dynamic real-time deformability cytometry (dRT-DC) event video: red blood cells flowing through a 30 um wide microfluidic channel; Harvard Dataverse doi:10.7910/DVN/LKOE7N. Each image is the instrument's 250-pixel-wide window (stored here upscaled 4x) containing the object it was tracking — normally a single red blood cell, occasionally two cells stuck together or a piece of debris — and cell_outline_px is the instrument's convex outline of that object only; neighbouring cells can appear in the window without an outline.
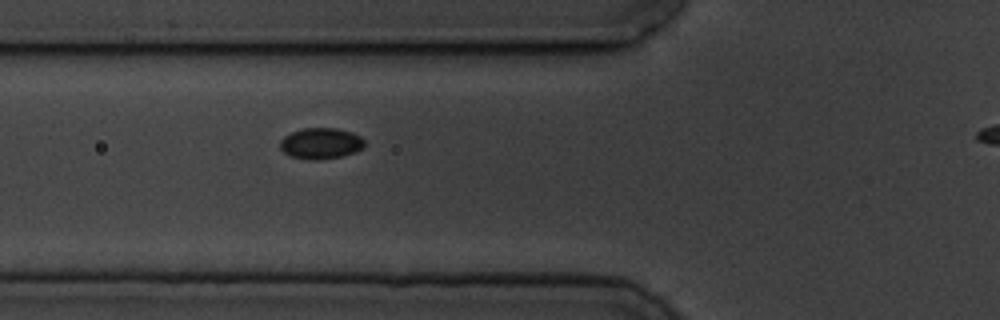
{"species": "common noctule bat (a hibernating species)", "species_latin": "Nyctalus noctula", "temperature_condition": "cold", "stored_images_in_passage": 4, "segment_of_instrument_passage": [1, 2], "camera_frame_rate_fps": 3000, "um_per_image_px": 0.085, "animal": {"sex": "male", "body_mass_g": 19.5, "forearm_length_mm": 54.6}, "frame": {"image": 1, "passage_image": 3, "time_ms": 2.333, "image_size_px": [1000, 320], "cell_outline_px": [[364, 148], [356, 152], [340, 156], [316, 160], [308, 160], [292, 156], [284, 152], [280, 148], [280, 140], [284, 136], [292, 132], [304, 128], [336, 128], [352, 132], [360, 136], [364, 140]], "centroid_in_image_um": [27.28, 12.18], "position_along_channel_um": 98.5, "area_um2": 15.26}}